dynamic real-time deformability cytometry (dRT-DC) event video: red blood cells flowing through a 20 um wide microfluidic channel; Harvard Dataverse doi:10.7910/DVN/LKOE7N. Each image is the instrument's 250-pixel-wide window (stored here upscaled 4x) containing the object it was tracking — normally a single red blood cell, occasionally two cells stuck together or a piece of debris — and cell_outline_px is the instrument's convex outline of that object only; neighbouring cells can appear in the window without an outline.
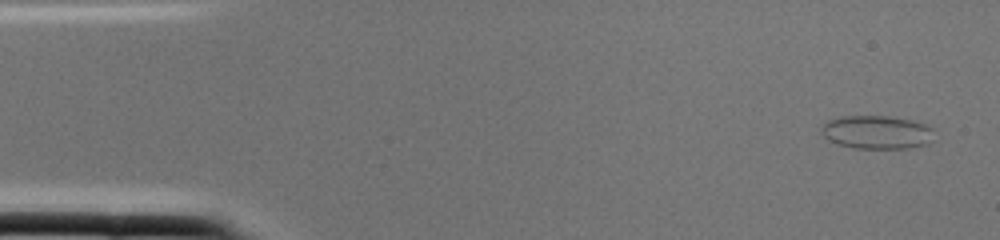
{"species": "common noctule bat (a hibernating species)", "species_latin": "Nyctalus noctula", "temperature_condition": "cold", "stored_images_in_passage": 2, "camera_frame_rate_fps": 3000, "um_per_image_px": 0.085, "animal": {"sex": "female", "body_mass_g": 22.0, "forearm_length_mm": 56.7}, "frame": {"image": 1, "passage_image": 1, "time_ms": 0.0, "image_size_px": [1000, 240], "cell_outline_px": [[932, 128], [928, 144], [908, 148], [856, 148], [836, 144], [828, 140], [820, 132], [820, 128], [828, 120], [840, 116], [888, 116], [912, 120], [924, 124]], "centroid_in_image_um": [74.46, 11.23], "position_along_channel_um": 10.5, "area_um2": 21.85}}